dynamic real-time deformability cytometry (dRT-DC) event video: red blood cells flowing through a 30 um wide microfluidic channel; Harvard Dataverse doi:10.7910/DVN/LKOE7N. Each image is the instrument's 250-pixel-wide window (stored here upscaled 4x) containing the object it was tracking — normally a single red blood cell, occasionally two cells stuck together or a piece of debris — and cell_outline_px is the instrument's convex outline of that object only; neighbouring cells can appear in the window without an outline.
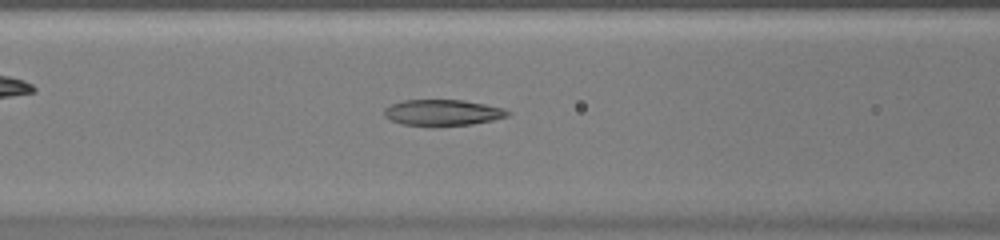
{"species": "common noctule bat (a hibernating species)", "species_latin": "Nyctalus noctula", "temperature_condition": "warm", "stored_images_in_passage": 46, "camera_frame_rate_fps": 3000, "um_per_image_px": 0.085, "animal": {"sex": "female", "body_mass_g": 20.0, "forearm_length_mm": 54.0}, "frame": {"image": 1, "passage_image": 16, "time_ms": 5.0, "image_size_px": [1000, 240], "cell_outline_px": [[512, 112], [508, 116], [492, 120], [472, 124], [432, 128], [400, 124], [388, 120], [384, 116], [384, 108], [392, 104], [404, 100], [464, 100], [504, 108]], "centroid_in_image_um": [37.58, 9.6], "position_along_channel_um": 129.0, "area_um2": 19.36}}
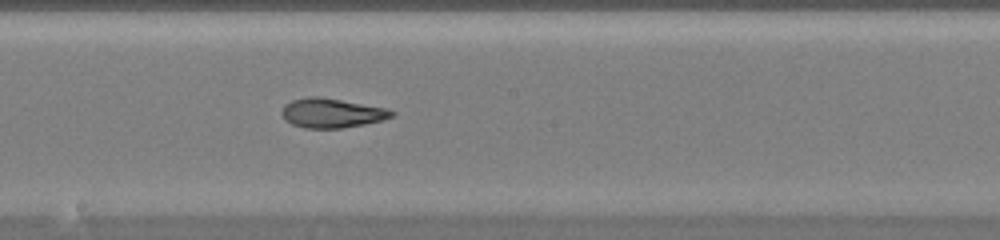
{"frame": {"image": 2, "passage_image": 23, "time_ms": 7.333, "image_size_px": [1000, 240], "cell_outline_px": [[396, 112], [392, 116], [380, 120], [364, 124], [340, 128], [304, 128], [292, 124], [284, 120], [280, 112], [284, 104], [292, 100], [308, 96], [320, 96], [384, 108]], "centroid_in_image_um": [28.11, 9.6], "position_along_channel_um": 220.1, "area_um2": 18.73}}
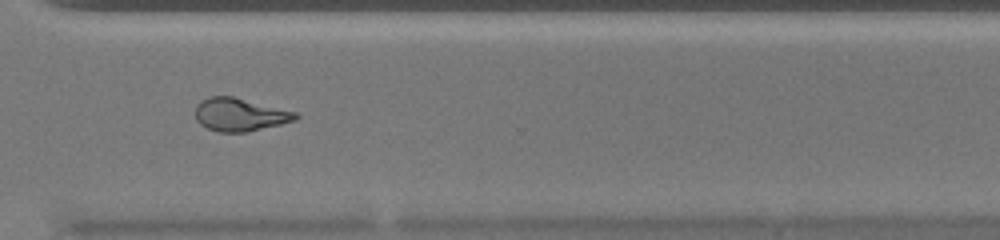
{"frame": {"image": 3, "passage_image": 33, "time_ms": 10.667, "image_size_px": [1000, 240], "cell_outline_px": [[300, 116], [296, 120], [248, 132], [216, 132], [200, 124], [196, 120], [196, 104], [200, 100], [208, 96], [232, 96], [296, 112]], "centroid_in_image_um": [20.36, 9.74], "position_along_channel_um": 350.2, "area_um2": 19.31}, "authors_computed_cell_mechanics": {"area_um2": 19.8254, "velocity_mm_per_s": 3.9057, "shape_relaxation_time_tau1_ms": null, "shape_relaxation_time_tau2_ms": 3.1586, "deformation_change_tau1": null, "deformation_change_tau2": 0.1086}}